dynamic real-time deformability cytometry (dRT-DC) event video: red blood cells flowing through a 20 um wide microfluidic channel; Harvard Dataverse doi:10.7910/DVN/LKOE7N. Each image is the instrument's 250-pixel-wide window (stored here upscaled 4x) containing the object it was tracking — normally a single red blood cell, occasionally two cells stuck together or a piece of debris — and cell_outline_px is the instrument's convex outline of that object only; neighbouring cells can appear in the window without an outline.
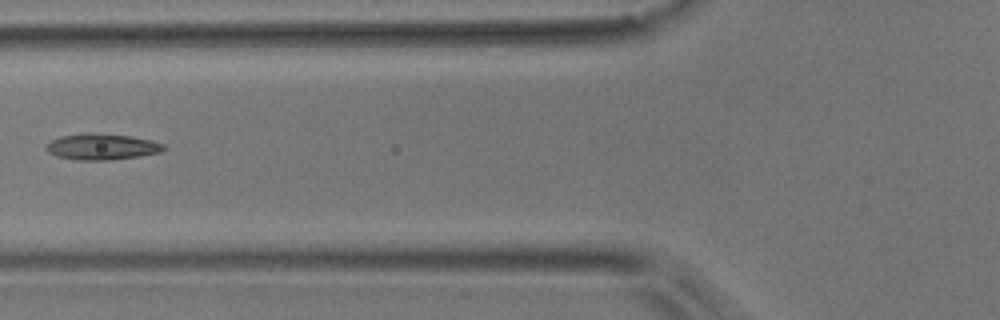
{"species": "common noctule bat (a hibernating species)", "species_latin": "Nyctalus noctula", "temperature_condition": "room temperature", "stored_images_in_passage": 7, "camera_frame_rate_fps": 3000, "um_per_image_px": 0.085, "animal": {"sex": "male", "body_mass_g": 17.9}, "frame": {"image": 1, "passage_image": 6, "time_ms": 1.667, "image_size_px": [1000, 320], "cell_outline_px": [[168, 148], [160, 152], [140, 156], [108, 160], [76, 160], [56, 156], [48, 152], [44, 148], [44, 144], [60, 136], [92, 132], [132, 136], [152, 140], [164, 144]], "centroid_in_image_um": [8.65, 12.46], "position_along_channel_um": 117.1, "area_um2": 18.15}}
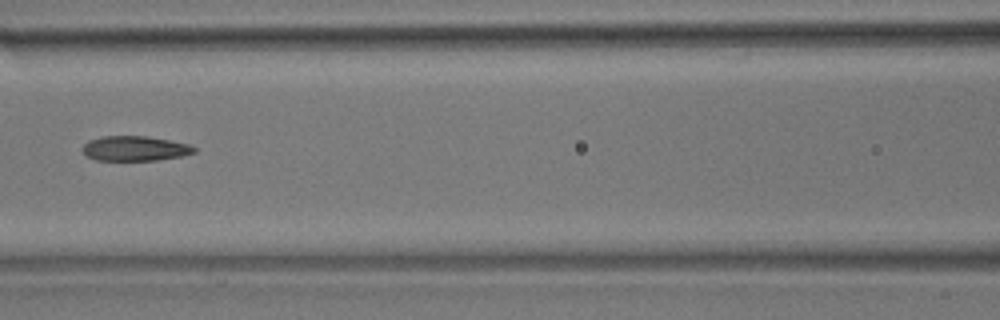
{"frame": {"image": 2, "passage_image": 7, "time_ms": 2.0, "image_size_px": [1000, 320], "cell_outline_px": [[196, 152], [180, 156], [156, 160], [96, 160], [88, 156], [80, 148], [88, 140], [100, 136], [144, 136], [168, 140], [188, 144], [196, 148]], "centroid_in_image_um": [11.42, 12.61], "position_along_channel_um": 155.2, "area_um2": 16.07}}